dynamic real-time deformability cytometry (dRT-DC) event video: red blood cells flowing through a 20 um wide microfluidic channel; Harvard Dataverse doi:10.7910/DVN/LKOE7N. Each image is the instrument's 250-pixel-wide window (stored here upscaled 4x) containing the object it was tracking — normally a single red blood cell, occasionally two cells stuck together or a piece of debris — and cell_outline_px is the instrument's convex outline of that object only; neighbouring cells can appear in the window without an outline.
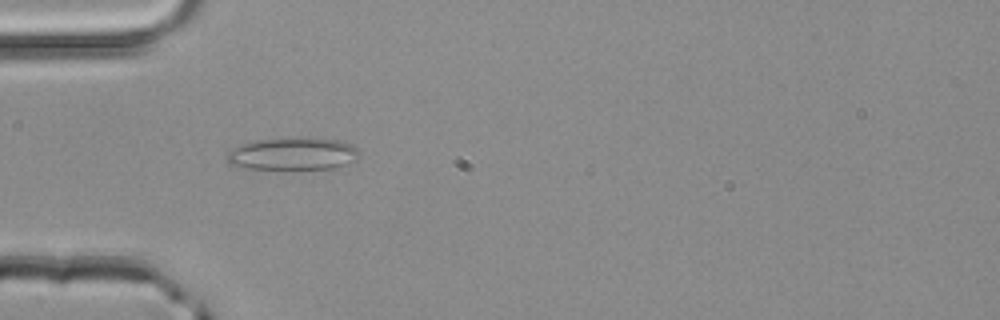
{"species": "common noctule bat (a hibernating species)", "species_latin": "Nyctalus noctula", "temperature_condition": "room temperature", "stored_images_in_passage": 1, "camera_frame_rate_fps": 3000, "um_per_image_px": 0.085, "animal": {"sex": "male", "body_mass_g": 20.4}, "frame": {"image": 1, "passage_image": 1, "time_ms": 0.0, "image_size_px": [1000, 320], "cell_outline_px": [[360, 156], [356, 160], [332, 168], [244, 168], [228, 164], [228, 152], [240, 144], [256, 140], [304, 136], [312, 136], [336, 140], [352, 144], [356, 148]], "centroid_in_image_um": [24.9, 13.04], "position_along_channel_um": 60.1, "area_um2": 25.09}}